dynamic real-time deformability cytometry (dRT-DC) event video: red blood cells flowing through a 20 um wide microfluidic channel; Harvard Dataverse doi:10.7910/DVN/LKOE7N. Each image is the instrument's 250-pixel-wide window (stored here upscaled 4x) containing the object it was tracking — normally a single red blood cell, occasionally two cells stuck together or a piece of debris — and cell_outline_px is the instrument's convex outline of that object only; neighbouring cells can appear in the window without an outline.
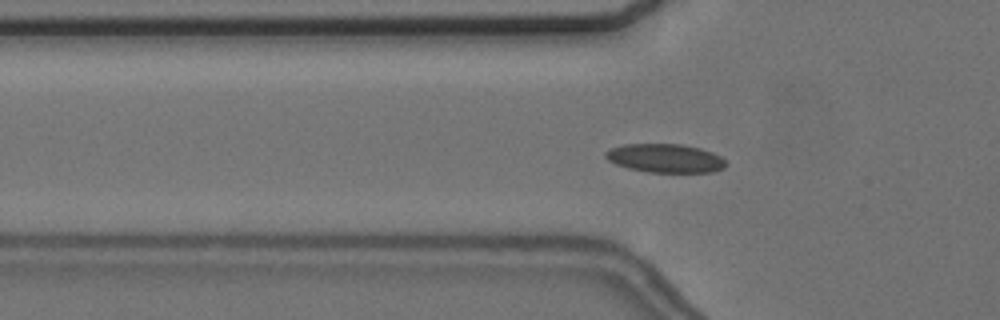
{"species": "common noctule bat (a hibernating species)", "species_latin": "Nyctalus noctula", "temperature_condition": "cold", "stored_images_in_passage": 41, "camera_frame_rate_fps": 3000, "um_per_image_px": 0.085, "animal": {"sex": "female", "body_mass_g": 24.6, "forearm_length_mm": 56.2}, "frame": {"image": 1, "passage_image": 3, "time_ms": 0.667, "image_size_px": [1000, 320], "cell_outline_px": [[728, 164], [724, 168], [712, 172], [648, 172], [628, 168], [616, 164], [608, 160], [604, 156], [604, 152], [612, 148], [624, 144], [680, 144], [700, 148], [712, 152], [720, 156]], "centroid_in_image_um": [56.55, 13.45], "position_along_channel_um": 69.3, "area_um2": 20.11}}
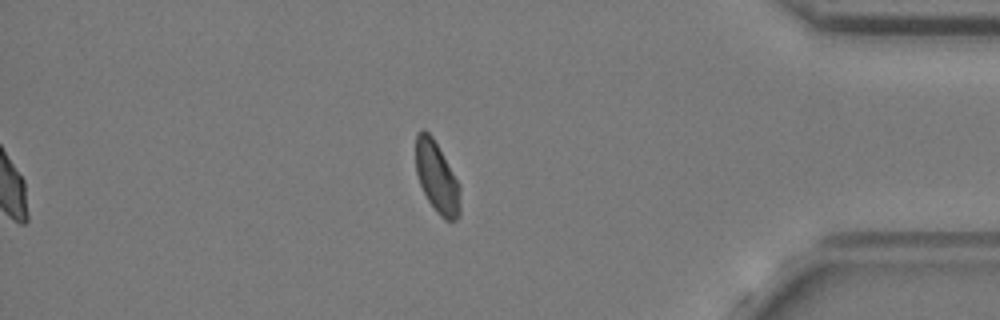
{"frame": {"image": 2, "passage_image": 33, "time_ms": 10.667, "image_size_px": [1000, 320], "cell_outline_px": [[460, 216], [456, 220], [444, 220], [436, 212], [428, 200], [420, 184], [416, 172], [416, 132], [420, 128], [424, 128], [432, 136], [460, 184]], "centroid_in_image_um": [37.14, 15.08], "position_along_channel_um": 398.1, "area_um2": 18.55}}
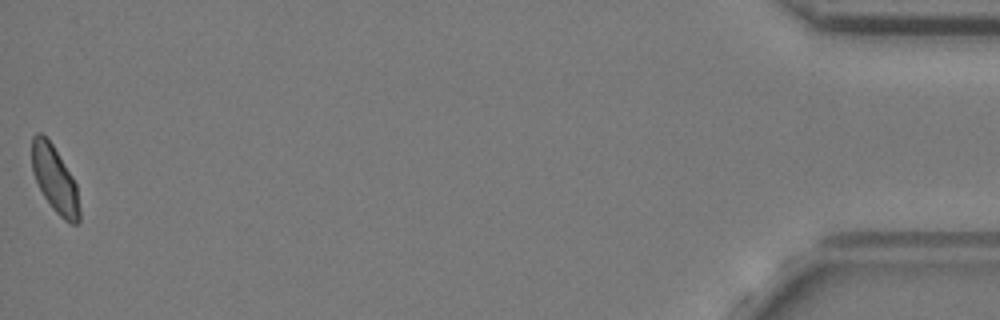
{"frame": {"image": 3, "passage_image": 41, "time_ms": 13.333, "image_size_px": [1000, 320], "cell_outline_px": [[80, 220], [76, 224], [72, 224], [64, 220], [52, 208], [44, 196], [32, 172], [32, 136], [36, 132], [40, 132], [52, 144], [72, 176], [76, 184], [80, 212]], "centroid_in_image_um": [4.66, 15.26], "position_along_channel_um": 430.5, "area_um2": 18.21}, "authors_computed_cell_mechanics": {"area_um2": 19.5364, "velocity_mm_per_s": 3.6106, "shape_relaxation_time_tau1_ms": 6.4784, "shape_relaxation_time_tau2_ms": 3.3623, "deformation_change_tau1": 0.1104, "deformation_change_tau2": 0.0738}}